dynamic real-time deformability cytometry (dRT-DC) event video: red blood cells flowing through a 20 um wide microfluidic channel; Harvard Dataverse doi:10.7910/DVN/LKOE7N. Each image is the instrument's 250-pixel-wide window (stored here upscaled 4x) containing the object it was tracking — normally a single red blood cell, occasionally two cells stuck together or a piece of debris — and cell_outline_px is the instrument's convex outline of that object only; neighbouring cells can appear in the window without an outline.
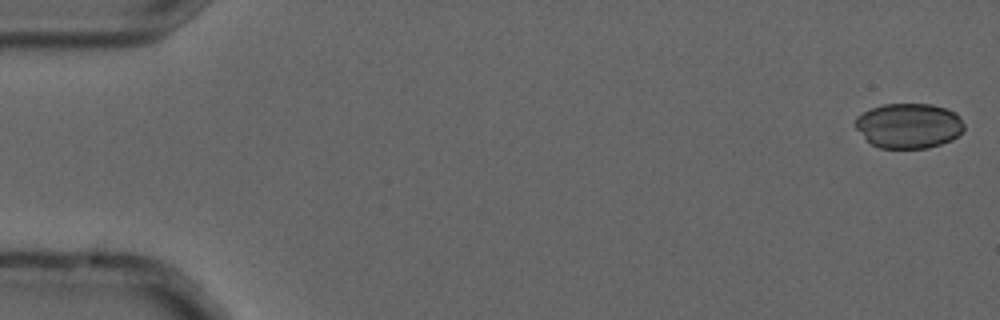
{"species": "common noctule bat (a hibernating species)", "species_latin": "Nyctalus noctula", "temperature_condition": "cold", "stored_images_in_passage": 4, "camera_frame_rate_fps": 3000, "um_per_image_px": 0.085, "animal": {"sex": "male", "forearm_length_mm": 52.5}, "frame": {"image": 1, "passage_image": 1, "time_ms": 0.0, "image_size_px": [1000, 320], "cell_outline_px": [[964, 132], [952, 140], [928, 148], [880, 148], [872, 144], [856, 128], [856, 116], [872, 108], [884, 104], [932, 104], [956, 112], [960, 116], [964, 124]], "centroid_in_image_um": [77.29, 10.68], "position_along_channel_um": 7.7, "area_um2": 28.55}}